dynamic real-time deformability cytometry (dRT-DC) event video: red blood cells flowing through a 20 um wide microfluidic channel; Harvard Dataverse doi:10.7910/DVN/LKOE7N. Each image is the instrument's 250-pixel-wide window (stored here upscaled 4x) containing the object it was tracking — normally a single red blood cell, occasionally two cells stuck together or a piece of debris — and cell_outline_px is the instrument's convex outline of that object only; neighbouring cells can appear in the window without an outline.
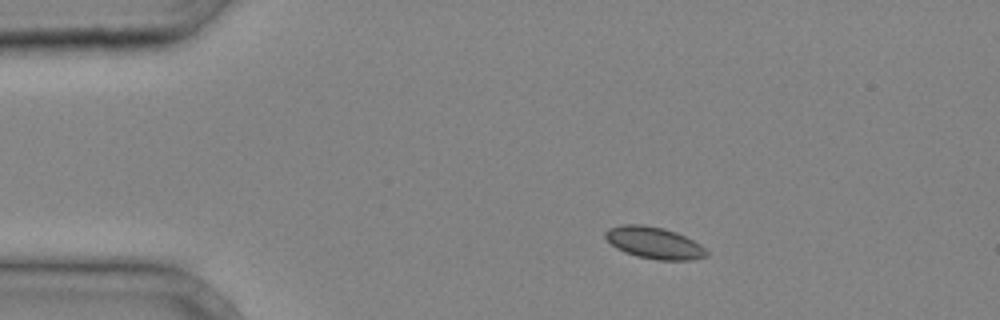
{"species": "common noctule bat (a hibernating species)", "species_latin": "Nyctalus noctula", "temperature_condition": "cold", "stored_images_in_passage": 30, "camera_frame_rate_fps": 3000, "um_per_image_px": 0.085, "animal": {"sex": "male", "body_mass_g": 20.4}, "frame": {"image": 1, "passage_image": 1, "time_ms": 0.0, "image_size_px": [1000, 320], "cell_outline_px": [[708, 256], [692, 260], [656, 260], [636, 256], [624, 252], [616, 248], [604, 236], [604, 232], [608, 228], [624, 224], [640, 224], [664, 228], [676, 232], [700, 244], [708, 252]], "centroid_in_image_um": [55.59, 20.64], "position_along_channel_um": 29.4, "area_um2": 18.79}}
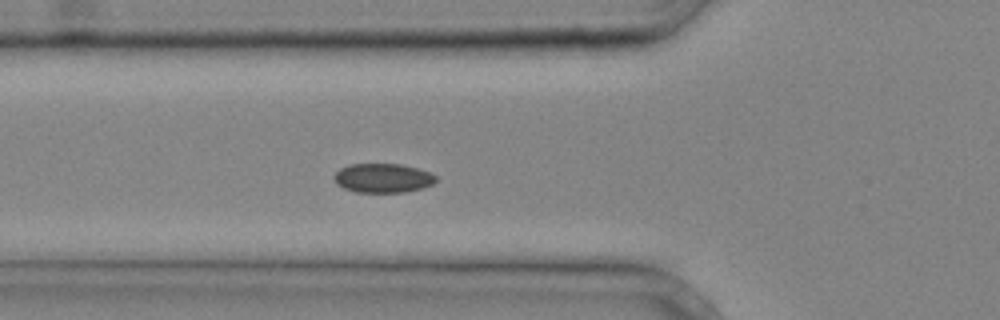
{"frame": {"image": 2, "passage_image": 8, "time_ms": 2.333, "image_size_px": [1000, 320], "cell_outline_px": [[436, 180], [432, 184], [424, 188], [404, 192], [356, 192], [344, 188], [336, 184], [332, 180], [332, 176], [340, 168], [348, 164], [400, 164], [416, 168], [428, 172], [436, 176]], "centroid_in_image_um": [32.49, 15.14], "position_along_channel_um": 93.3, "area_um2": 17.4}}
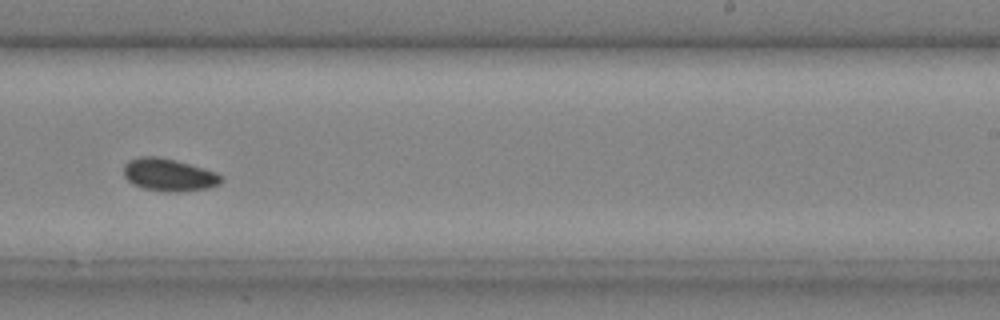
{"frame": {"image": 3, "passage_image": 19, "time_ms": 6.0, "image_size_px": [1000, 320], "cell_outline_px": [[224, 180], [220, 184], [208, 188], [176, 192], [164, 192], [144, 188], [132, 184], [124, 176], [124, 164], [128, 160], [140, 156], [160, 156], [176, 160], [204, 168], [216, 172], [224, 176]], "centroid_in_image_um": [14.37, 14.85], "position_along_channel_um": 274.6, "area_um2": 18.79}}